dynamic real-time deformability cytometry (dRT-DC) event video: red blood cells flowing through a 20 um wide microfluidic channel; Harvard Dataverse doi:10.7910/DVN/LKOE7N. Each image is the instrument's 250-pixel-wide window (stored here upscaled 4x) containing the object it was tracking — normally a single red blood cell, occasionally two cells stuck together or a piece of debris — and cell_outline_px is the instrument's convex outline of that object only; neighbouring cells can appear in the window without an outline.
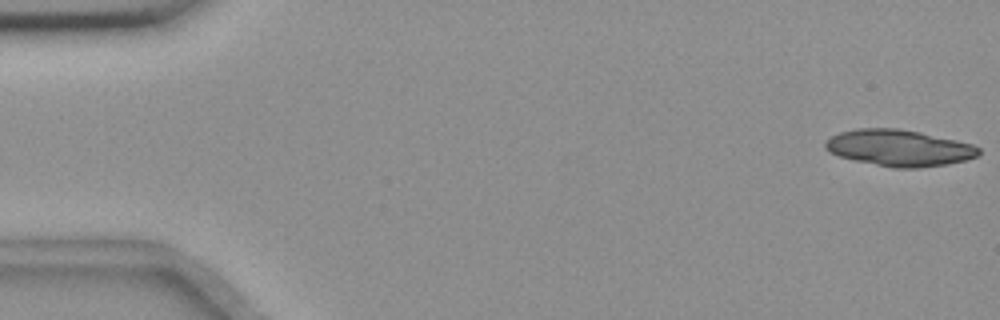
{"species": "common noctule bat (a hibernating species)", "species_latin": "Nyctalus noctula", "temperature_condition": "room temperature", "stored_images_in_passage": 56, "camera_frame_rate_fps": 3000, "um_per_image_px": 0.085, "animal": {"sex": "female", "body_mass_g": 18.4}, "frame": {"image": 1, "passage_image": 1, "time_ms": 0.0, "image_size_px": [1000, 320], "cell_outline_px": [[980, 152], [976, 156], [964, 160], [944, 164], [916, 168], [892, 168], [856, 160], [840, 156], [828, 152], [824, 148], [824, 144], [832, 136], [840, 132], [856, 128], [900, 128], [920, 132], [956, 140], [972, 144], [980, 148]], "centroid_in_image_um": [76.4, 12.56], "position_along_channel_um": 8.6, "area_um2": 32.31}}
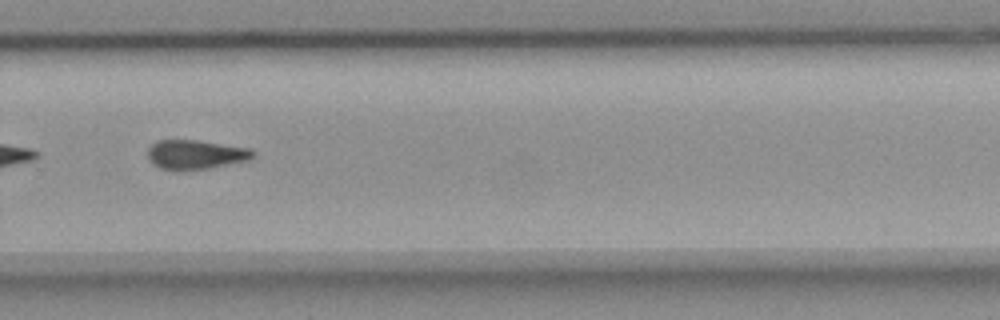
{"frame": {"image": 2, "passage_image": 38, "time_ms": 12.333, "image_size_px": [1000, 320], "cell_outline_px": [[256, 152], [248, 160], [208, 168], [180, 172], [176, 172], [160, 168], [152, 164], [148, 156], [148, 148], [156, 140], [196, 140], [248, 148]], "centroid_in_image_um": [16.56, 13.16], "position_along_channel_um": 313.2, "area_um2": 18.09}}
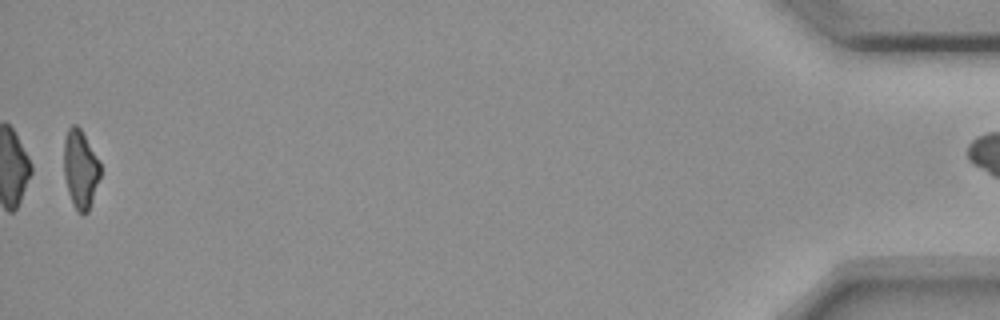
{"frame": {"image": 3, "passage_image": 55, "time_ms": 18.0, "image_size_px": [1000, 320], "cell_outline_px": [[100, 176], [88, 212], [84, 216], [76, 208], [68, 192], [64, 176], [64, 140], [68, 128], [72, 124], [76, 124], [80, 128], [100, 160]], "centroid_in_image_um": [6.84, 14.34], "position_along_channel_um": 428.4, "area_um2": 16.59}}